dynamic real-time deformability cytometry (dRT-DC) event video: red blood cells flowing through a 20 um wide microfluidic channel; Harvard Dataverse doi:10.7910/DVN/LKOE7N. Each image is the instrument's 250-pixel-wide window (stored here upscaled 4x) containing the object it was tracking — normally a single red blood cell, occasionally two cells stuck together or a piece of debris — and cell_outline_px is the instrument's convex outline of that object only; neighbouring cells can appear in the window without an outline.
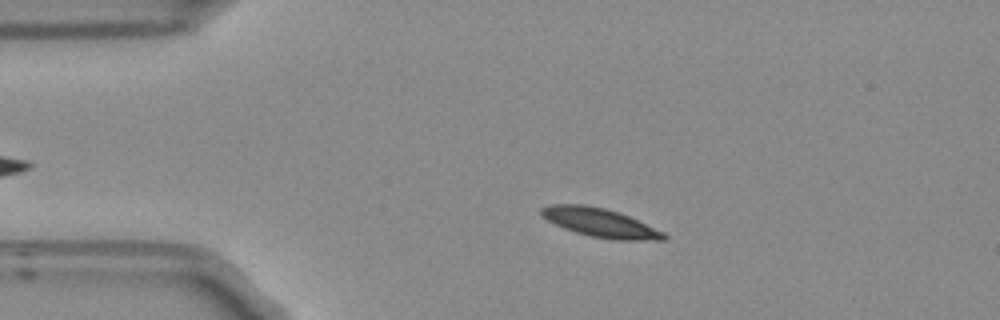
{"species": "Egyptian fruit bat (a non-hibernating species)", "species_latin": "Rousettus aegyptiacus", "temperature_condition": "room temperature", "stored_images_in_passage": 46, "camera_frame_rate_fps": 3000, "um_per_image_px": 0.085, "frame": {"image": 1, "passage_image": 9, "time_ms": 2.667, "image_size_px": [1000, 320], "cell_outline_px": [[668, 236], [664, 240], [616, 240], [592, 236], [576, 232], [564, 228], [540, 216], [540, 208], [548, 204], [584, 204], [604, 208], [628, 216], [664, 232]], "centroid_in_image_um": [50.98, 18.92], "position_along_channel_um": 34.0, "area_um2": 20.35}}
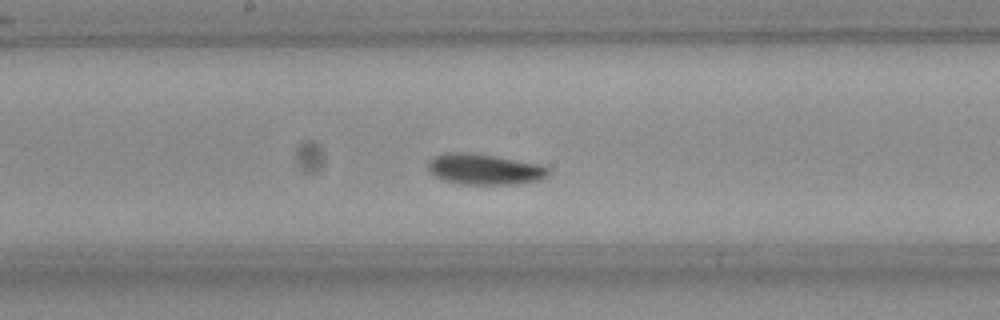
{"frame": {"image": 2, "passage_image": 26, "time_ms": 8.333, "image_size_px": [1000, 320], "cell_outline_px": [[548, 172], [540, 180], [512, 184], [460, 184], [444, 180], [436, 176], [428, 168], [428, 160], [436, 156], [448, 152], [464, 152], [492, 156], [540, 164], [548, 168]], "centroid_in_image_um": [41.15, 14.39], "position_along_channel_um": 207.1, "area_um2": 21.1}}
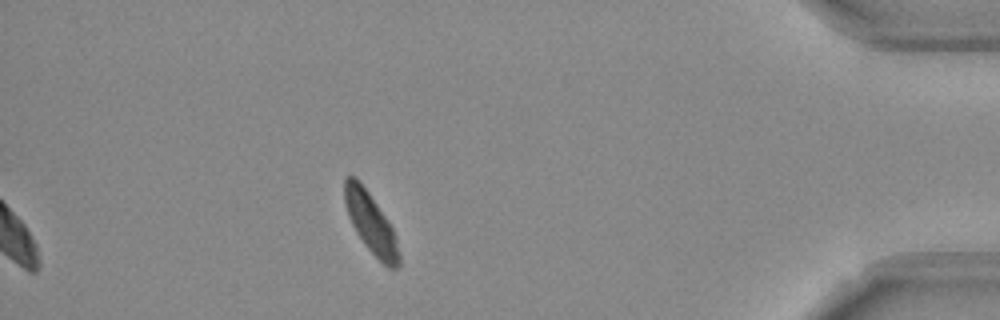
{"frame": {"image": 3, "passage_image": 46, "time_ms": 15.0, "image_size_px": [1000, 320], "cell_outline_px": [[400, 264], [396, 268], [388, 268], [364, 244], [356, 232], [348, 216], [344, 200], [344, 180], [348, 176], [356, 176], [360, 180], [388, 220], [396, 236], [400, 256]], "centroid_in_image_um": [31.52, 18.94], "position_along_channel_um": 403.7, "area_um2": 19.07}, "authors_computed_cell_mechanics": {"area_um2": 20.4612, "velocity_mm_per_s": 3.7104, "shape_relaxation_time_tau1_ms": 2.021, "shape_relaxation_time_tau2_ms": null, "deformation_change_tau1": 0.1001, "deformation_change_tau2": null}}